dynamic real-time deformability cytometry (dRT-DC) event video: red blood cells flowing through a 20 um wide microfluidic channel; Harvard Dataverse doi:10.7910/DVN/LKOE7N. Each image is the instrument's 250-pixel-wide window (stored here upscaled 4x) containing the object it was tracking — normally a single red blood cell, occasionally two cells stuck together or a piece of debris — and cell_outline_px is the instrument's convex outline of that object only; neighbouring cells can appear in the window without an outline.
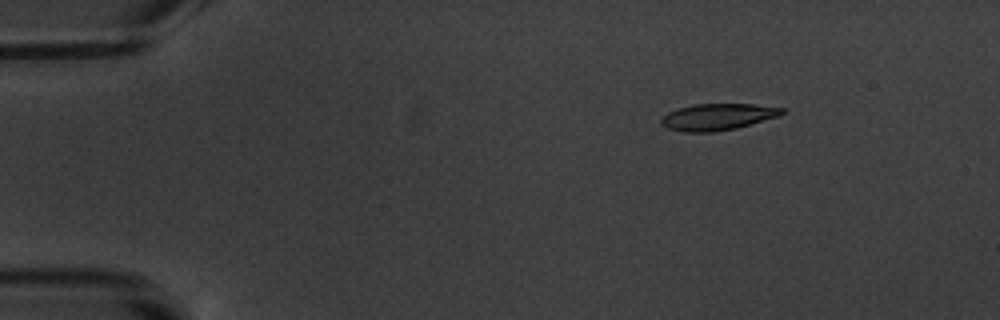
{"species": "common noctule bat (a hibernating species)", "species_latin": "Nyctalus noctula", "temperature_condition": "warm", "stored_images_in_passage": 7, "camera_frame_rate_fps": 3000, "um_per_image_px": 0.085, "animal": {"sex": "male", "body_mass_g": 20.1, "forearm_length_mm": 53.5}, "frame": {"image": 1, "passage_image": 3, "time_ms": 2.333, "image_size_px": [1000, 320], "cell_outline_px": [[784, 112], [780, 116], [736, 128], [712, 132], [684, 132], [668, 128], [660, 124], [660, 120], [668, 112], [692, 104], [752, 104], [784, 108]], "centroid_in_image_um": [61.0, 9.93], "position_along_channel_um": 24.0, "area_um2": 18.61}}
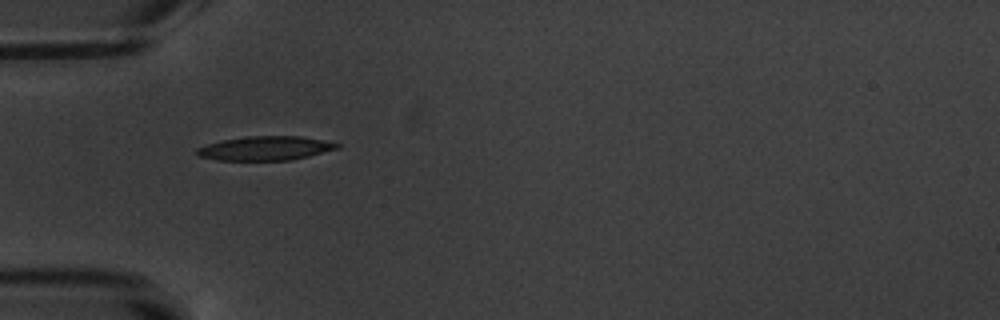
{"frame": {"image": 2, "passage_image": 5, "time_ms": 5.667, "image_size_px": [1000, 320], "cell_outline_px": [[340, 148], [292, 160], [216, 160], [196, 156], [196, 148], [208, 144], [224, 140], [244, 136], [300, 136], [324, 140], [340, 144]], "centroid_in_image_um": [22.55, 12.6], "position_along_channel_um": 62.5, "area_um2": 19.71}}